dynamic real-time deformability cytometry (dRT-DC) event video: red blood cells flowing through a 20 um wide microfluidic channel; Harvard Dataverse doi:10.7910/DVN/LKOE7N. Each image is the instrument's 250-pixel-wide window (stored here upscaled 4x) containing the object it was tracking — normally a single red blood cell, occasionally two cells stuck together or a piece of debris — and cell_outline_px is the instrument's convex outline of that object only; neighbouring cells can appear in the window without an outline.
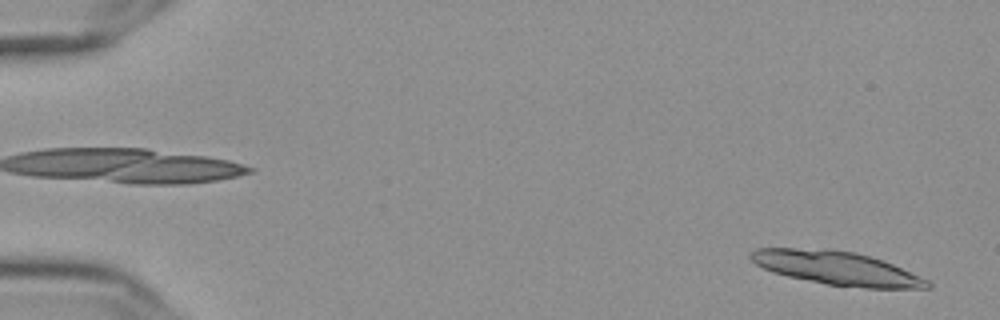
{"species": "Egyptian fruit bat (a non-hibernating species)", "species_latin": "Rousettus aegyptiacus", "temperature_condition": "cold", "stored_images_in_passage": 55, "camera_frame_rate_fps": 3000, "um_per_image_px": 0.085, "frame": {"image": 1, "passage_image": 2, "time_ms": 0.333, "image_size_px": [1000, 320], "cell_outline_px": [[932, 288], [864, 288], [828, 284], [788, 276], [772, 272], [756, 264], [748, 256], [756, 248], [796, 248], [856, 252], [892, 264], [920, 276], [928, 280], [932, 284]], "centroid_in_image_um": [71.13, 22.8], "position_along_channel_um": 13.9, "area_um2": 33.93}}
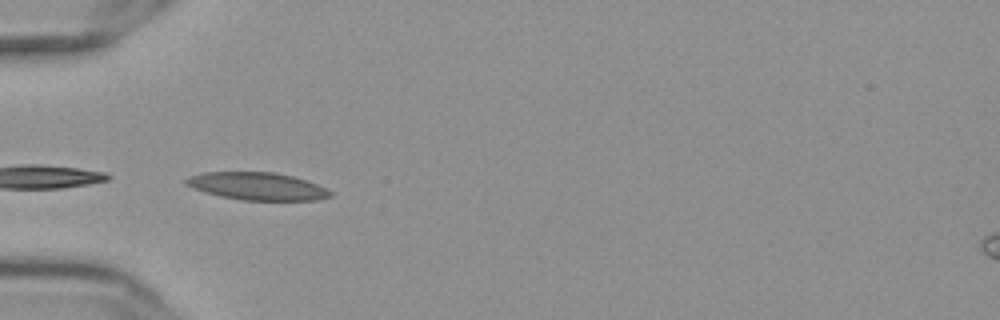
{"frame": {"image": 2, "passage_image": 18, "time_ms": 5.667, "image_size_px": [1000, 320], "cell_outline_px": [[332, 196], [320, 200], [240, 200], [220, 196], [184, 184], [184, 180], [188, 176], [204, 172], [272, 172], [292, 176], [308, 180], [328, 188], [332, 192]], "centroid_in_image_um": [21.92, 15.83], "position_along_channel_um": 63.1, "area_um2": 23.24}}
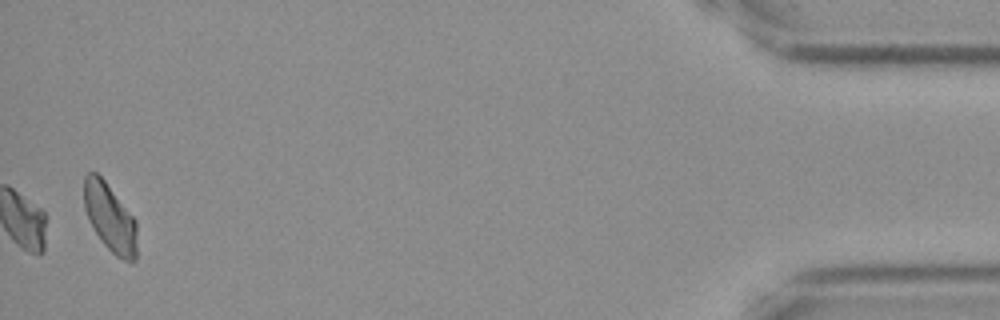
{"frame": {"image": 3, "passage_image": 55, "time_ms": 18.0, "image_size_px": [1000, 320], "cell_outline_px": [[136, 260], [132, 264], [116, 256], [100, 240], [84, 208], [84, 176], [88, 172], [96, 172], [104, 180], [136, 220]], "centroid_in_image_um": [9.36, 18.52], "position_along_channel_um": 425.8, "area_um2": 20.81}}